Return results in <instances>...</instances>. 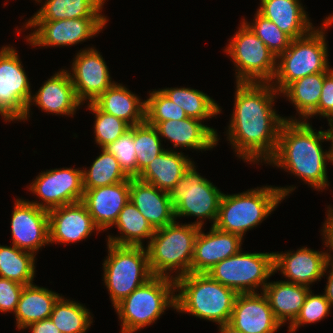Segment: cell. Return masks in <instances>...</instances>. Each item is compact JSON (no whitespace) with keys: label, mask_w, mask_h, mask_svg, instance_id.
Segmentation results:
<instances>
[{"label":"cell","mask_w":333,"mask_h":333,"mask_svg":"<svg viewBox=\"0 0 333 333\" xmlns=\"http://www.w3.org/2000/svg\"><path fill=\"white\" fill-rule=\"evenodd\" d=\"M235 83L234 107L226 139L243 161L266 163L276 151L279 132L286 121L273 108L280 93L271 83Z\"/></svg>","instance_id":"6da1fadb"},{"label":"cell","mask_w":333,"mask_h":333,"mask_svg":"<svg viewBox=\"0 0 333 333\" xmlns=\"http://www.w3.org/2000/svg\"><path fill=\"white\" fill-rule=\"evenodd\" d=\"M306 121H285L281 126L274 155L264 164L276 166L296 176L314 190L329 188L327 164H333V148L323 150L331 141L330 130H316Z\"/></svg>","instance_id":"7a4b0ae2"},{"label":"cell","mask_w":333,"mask_h":333,"mask_svg":"<svg viewBox=\"0 0 333 333\" xmlns=\"http://www.w3.org/2000/svg\"><path fill=\"white\" fill-rule=\"evenodd\" d=\"M296 186H262L242 193H223L217 219L213 225L218 230L240 235L261 224L279 206Z\"/></svg>","instance_id":"3957f363"},{"label":"cell","mask_w":333,"mask_h":333,"mask_svg":"<svg viewBox=\"0 0 333 333\" xmlns=\"http://www.w3.org/2000/svg\"><path fill=\"white\" fill-rule=\"evenodd\" d=\"M175 310L220 325L229 323L237 293L207 273H189L175 280ZM178 292V294H177Z\"/></svg>","instance_id":"277c9868"},{"label":"cell","mask_w":333,"mask_h":333,"mask_svg":"<svg viewBox=\"0 0 333 333\" xmlns=\"http://www.w3.org/2000/svg\"><path fill=\"white\" fill-rule=\"evenodd\" d=\"M332 25L333 14H330L320 27H314L307 35L291 40L289 48L277 57L271 84L279 93L297 79L331 69L325 33Z\"/></svg>","instance_id":"5b68a950"},{"label":"cell","mask_w":333,"mask_h":333,"mask_svg":"<svg viewBox=\"0 0 333 333\" xmlns=\"http://www.w3.org/2000/svg\"><path fill=\"white\" fill-rule=\"evenodd\" d=\"M199 229L200 227L194 224L186 222L179 224L176 220L163 228L156 229L146 245L153 276L176 280L191 273L194 242Z\"/></svg>","instance_id":"8992f818"},{"label":"cell","mask_w":333,"mask_h":333,"mask_svg":"<svg viewBox=\"0 0 333 333\" xmlns=\"http://www.w3.org/2000/svg\"><path fill=\"white\" fill-rule=\"evenodd\" d=\"M175 280L153 276L114 306L120 333H134L155 323L168 308L175 310Z\"/></svg>","instance_id":"52a82bcc"},{"label":"cell","mask_w":333,"mask_h":333,"mask_svg":"<svg viewBox=\"0 0 333 333\" xmlns=\"http://www.w3.org/2000/svg\"><path fill=\"white\" fill-rule=\"evenodd\" d=\"M107 250L108 256L102 264L103 281L114 307L152 278L153 274L145 246L115 245L107 242Z\"/></svg>","instance_id":"ba28073f"},{"label":"cell","mask_w":333,"mask_h":333,"mask_svg":"<svg viewBox=\"0 0 333 333\" xmlns=\"http://www.w3.org/2000/svg\"><path fill=\"white\" fill-rule=\"evenodd\" d=\"M239 26L224 49L236 68V82L271 83L277 57L244 21Z\"/></svg>","instance_id":"9c48e42d"},{"label":"cell","mask_w":333,"mask_h":333,"mask_svg":"<svg viewBox=\"0 0 333 333\" xmlns=\"http://www.w3.org/2000/svg\"><path fill=\"white\" fill-rule=\"evenodd\" d=\"M196 169L193 162L169 193L175 219L193 216L197 217V220L191 224L203 228L204 221L209 219L213 226L223 193Z\"/></svg>","instance_id":"30bf717a"},{"label":"cell","mask_w":333,"mask_h":333,"mask_svg":"<svg viewBox=\"0 0 333 333\" xmlns=\"http://www.w3.org/2000/svg\"><path fill=\"white\" fill-rule=\"evenodd\" d=\"M207 274L237 294L263 292L274 273V252L249 253L242 249L214 265ZM258 289V290H257Z\"/></svg>","instance_id":"8fae6325"},{"label":"cell","mask_w":333,"mask_h":333,"mask_svg":"<svg viewBox=\"0 0 333 333\" xmlns=\"http://www.w3.org/2000/svg\"><path fill=\"white\" fill-rule=\"evenodd\" d=\"M29 81L15 47L0 48V116L6 123L23 120L33 94Z\"/></svg>","instance_id":"7c38bea8"},{"label":"cell","mask_w":333,"mask_h":333,"mask_svg":"<svg viewBox=\"0 0 333 333\" xmlns=\"http://www.w3.org/2000/svg\"><path fill=\"white\" fill-rule=\"evenodd\" d=\"M23 29L33 28L26 41L33 47L73 46L95 37L105 28L108 18L26 20Z\"/></svg>","instance_id":"4fadbf2b"},{"label":"cell","mask_w":333,"mask_h":333,"mask_svg":"<svg viewBox=\"0 0 333 333\" xmlns=\"http://www.w3.org/2000/svg\"><path fill=\"white\" fill-rule=\"evenodd\" d=\"M35 178L27 188L40 201L29 202L40 208L50 210L83 199L82 169L55 168L41 171Z\"/></svg>","instance_id":"5bb4252c"},{"label":"cell","mask_w":333,"mask_h":333,"mask_svg":"<svg viewBox=\"0 0 333 333\" xmlns=\"http://www.w3.org/2000/svg\"><path fill=\"white\" fill-rule=\"evenodd\" d=\"M70 67L68 72L77 98L82 104H87V101L94 102L115 83L106 61L95 47L79 50Z\"/></svg>","instance_id":"9a60e30c"},{"label":"cell","mask_w":333,"mask_h":333,"mask_svg":"<svg viewBox=\"0 0 333 333\" xmlns=\"http://www.w3.org/2000/svg\"><path fill=\"white\" fill-rule=\"evenodd\" d=\"M11 216L12 244L17 248L36 256L39 249L50 244L48 210L18 197Z\"/></svg>","instance_id":"2e32d148"},{"label":"cell","mask_w":333,"mask_h":333,"mask_svg":"<svg viewBox=\"0 0 333 333\" xmlns=\"http://www.w3.org/2000/svg\"><path fill=\"white\" fill-rule=\"evenodd\" d=\"M48 230L49 243L62 245L80 242L92 232H100L82 201L48 210Z\"/></svg>","instance_id":"e0dca14e"},{"label":"cell","mask_w":333,"mask_h":333,"mask_svg":"<svg viewBox=\"0 0 333 333\" xmlns=\"http://www.w3.org/2000/svg\"><path fill=\"white\" fill-rule=\"evenodd\" d=\"M33 104L47 114L67 115L72 118L83 105L77 98L71 77L66 69L55 72L53 76L44 81L36 94L31 95L23 122L29 120Z\"/></svg>","instance_id":"ac0fdd59"},{"label":"cell","mask_w":333,"mask_h":333,"mask_svg":"<svg viewBox=\"0 0 333 333\" xmlns=\"http://www.w3.org/2000/svg\"><path fill=\"white\" fill-rule=\"evenodd\" d=\"M328 265L326 251H316L303 246L295 252H274V273L280 271L287 282L309 288L312 283L327 276L324 271Z\"/></svg>","instance_id":"d6986e66"},{"label":"cell","mask_w":333,"mask_h":333,"mask_svg":"<svg viewBox=\"0 0 333 333\" xmlns=\"http://www.w3.org/2000/svg\"><path fill=\"white\" fill-rule=\"evenodd\" d=\"M228 324L242 333H275L282 326L263 292L238 294Z\"/></svg>","instance_id":"ffe728a7"},{"label":"cell","mask_w":333,"mask_h":333,"mask_svg":"<svg viewBox=\"0 0 333 333\" xmlns=\"http://www.w3.org/2000/svg\"><path fill=\"white\" fill-rule=\"evenodd\" d=\"M153 125L159 137L173 143L174 148H187L188 150H212L218 145V133L195 118L166 121H146Z\"/></svg>","instance_id":"44dd1931"},{"label":"cell","mask_w":333,"mask_h":333,"mask_svg":"<svg viewBox=\"0 0 333 333\" xmlns=\"http://www.w3.org/2000/svg\"><path fill=\"white\" fill-rule=\"evenodd\" d=\"M202 229L195 238L191 273H207L214 265L242 249L244 239L240 235L223 232L214 226L207 233Z\"/></svg>","instance_id":"7402d4cb"},{"label":"cell","mask_w":333,"mask_h":333,"mask_svg":"<svg viewBox=\"0 0 333 333\" xmlns=\"http://www.w3.org/2000/svg\"><path fill=\"white\" fill-rule=\"evenodd\" d=\"M130 197V178L110 186L84 189L82 202L95 225L106 231L114 225Z\"/></svg>","instance_id":"603a6c76"},{"label":"cell","mask_w":333,"mask_h":333,"mask_svg":"<svg viewBox=\"0 0 333 333\" xmlns=\"http://www.w3.org/2000/svg\"><path fill=\"white\" fill-rule=\"evenodd\" d=\"M129 200L156 230L174 222V206L169 192L130 177Z\"/></svg>","instance_id":"cb8c5ba5"},{"label":"cell","mask_w":333,"mask_h":333,"mask_svg":"<svg viewBox=\"0 0 333 333\" xmlns=\"http://www.w3.org/2000/svg\"><path fill=\"white\" fill-rule=\"evenodd\" d=\"M257 11L292 40L307 35L315 27L300 0H260Z\"/></svg>","instance_id":"d4e9b609"},{"label":"cell","mask_w":333,"mask_h":333,"mask_svg":"<svg viewBox=\"0 0 333 333\" xmlns=\"http://www.w3.org/2000/svg\"><path fill=\"white\" fill-rule=\"evenodd\" d=\"M169 149L155 157L136 178L170 193L194 161L182 152Z\"/></svg>","instance_id":"484cf974"},{"label":"cell","mask_w":333,"mask_h":333,"mask_svg":"<svg viewBox=\"0 0 333 333\" xmlns=\"http://www.w3.org/2000/svg\"><path fill=\"white\" fill-rule=\"evenodd\" d=\"M100 111L111 114L134 126L145 121V100L122 83L115 82L92 102Z\"/></svg>","instance_id":"4316f807"},{"label":"cell","mask_w":333,"mask_h":333,"mask_svg":"<svg viewBox=\"0 0 333 333\" xmlns=\"http://www.w3.org/2000/svg\"><path fill=\"white\" fill-rule=\"evenodd\" d=\"M310 290L307 286L279 280L269 281L263 293L275 318L283 326L286 322L290 325L296 319Z\"/></svg>","instance_id":"83f0119b"},{"label":"cell","mask_w":333,"mask_h":333,"mask_svg":"<svg viewBox=\"0 0 333 333\" xmlns=\"http://www.w3.org/2000/svg\"><path fill=\"white\" fill-rule=\"evenodd\" d=\"M62 295L36 284L25 285L14 313L16 327L24 330L29 324L50 318L53 307Z\"/></svg>","instance_id":"f1b7e54d"},{"label":"cell","mask_w":333,"mask_h":333,"mask_svg":"<svg viewBox=\"0 0 333 333\" xmlns=\"http://www.w3.org/2000/svg\"><path fill=\"white\" fill-rule=\"evenodd\" d=\"M324 72L307 75L291 82L281 93L296 108L298 118H285L286 121H306L318 115V103L323 88ZM300 118V119H299Z\"/></svg>","instance_id":"f546056e"},{"label":"cell","mask_w":333,"mask_h":333,"mask_svg":"<svg viewBox=\"0 0 333 333\" xmlns=\"http://www.w3.org/2000/svg\"><path fill=\"white\" fill-rule=\"evenodd\" d=\"M106 0H44L41 8L28 20H62L107 18L102 8Z\"/></svg>","instance_id":"4dcf8cb0"},{"label":"cell","mask_w":333,"mask_h":333,"mask_svg":"<svg viewBox=\"0 0 333 333\" xmlns=\"http://www.w3.org/2000/svg\"><path fill=\"white\" fill-rule=\"evenodd\" d=\"M113 226L117 227L121 235H108L107 242L115 245L144 246L143 241L149 239L148 244L156 231L130 200Z\"/></svg>","instance_id":"1f68e13d"},{"label":"cell","mask_w":333,"mask_h":333,"mask_svg":"<svg viewBox=\"0 0 333 333\" xmlns=\"http://www.w3.org/2000/svg\"><path fill=\"white\" fill-rule=\"evenodd\" d=\"M175 104L182 107L186 115L200 121L216 117L221 112L217 102L206 93L188 87H171L160 89Z\"/></svg>","instance_id":"d6a6232c"},{"label":"cell","mask_w":333,"mask_h":333,"mask_svg":"<svg viewBox=\"0 0 333 333\" xmlns=\"http://www.w3.org/2000/svg\"><path fill=\"white\" fill-rule=\"evenodd\" d=\"M33 253L21 250L15 245L0 244V277L22 285L33 283L36 266Z\"/></svg>","instance_id":"836d02e7"},{"label":"cell","mask_w":333,"mask_h":333,"mask_svg":"<svg viewBox=\"0 0 333 333\" xmlns=\"http://www.w3.org/2000/svg\"><path fill=\"white\" fill-rule=\"evenodd\" d=\"M83 189L110 186L126 181L130 177L121 168L116 157L106 148L93 161L89 169L82 168Z\"/></svg>","instance_id":"e575fe53"},{"label":"cell","mask_w":333,"mask_h":333,"mask_svg":"<svg viewBox=\"0 0 333 333\" xmlns=\"http://www.w3.org/2000/svg\"><path fill=\"white\" fill-rule=\"evenodd\" d=\"M92 316L83 304L61 296L53 307L50 319L61 333H86L93 323Z\"/></svg>","instance_id":"d590c367"},{"label":"cell","mask_w":333,"mask_h":333,"mask_svg":"<svg viewBox=\"0 0 333 333\" xmlns=\"http://www.w3.org/2000/svg\"><path fill=\"white\" fill-rule=\"evenodd\" d=\"M161 138L153 125L146 121L134 125V146L137 160V176L147 165L166 149L162 146Z\"/></svg>","instance_id":"8d00e7d4"},{"label":"cell","mask_w":333,"mask_h":333,"mask_svg":"<svg viewBox=\"0 0 333 333\" xmlns=\"http://www.w3.org/2000/svg\"><path fill=\"white\" fill-rule=\"evenodd\" d=\"M87 110L94 114V136L95 143L100 149L106 148L115 142L130 129V125L124 120L111 114L100 111L93 103L86 104Z\"/></svg>","instance_id":"74e56055"},{"label":"cell","mask_w":333,"mask_h":333,"mask_svg":"<svg viewBox=\"0 0 333 333\" xmlns=\"http://www.w3.org/2000/svg\"><path fill=\"white\" fill-rule=\"evenodd\" d=\"M242 21L250 27L258 38L263 40L264 44L276 57L289 48L292 39L258 11H256L252 23L245 18Z\"/></svg>","instance_id":"f35d334b"},{"label":"cell","mask_w":333,"mask_h":333,"mask_svg":"<svg viewBox=\"0 0 333 333\" xmlns=\"http://www.w3.org/2000/svg\"><path fill=\"white\" fill-rule=\"evenodd\" d=\"M145 100V121L181 120L188 116L182 107L175 104L160 88L149 92Z\"/></svg>","instance_id":"ab89813d"},{"label":"cell","mask_w":333,"mask_h":333,"mask_svg":"<svg viewBox=\"0 0 333 333\" xmlns=\"http://www.w3.org/2000/svg\"><path fill=\"white\" fill-rule=\"evenodd\" d=\"M331 309L330 303L324 293L316 295L310 290L298 316L288 326V332L296 333L300 326L323 320L331 313Z\"/></svg>","instance_id":"60d3db41"},{"label":"cell","mask_w":333,"mask_h":333,"mask_svg":"<svg viewBox=\"0 0 333 333\" xmlns=\"http://www.w3.org/2000/svg\"><path fill=\"white\" fill-rule=\"evenodd\" d=\"M106 149L118 160L121 168L131 178L137 177V160L134 146V126L111 143Z\"/></svg>","instance_id":"b9f144b4"},{"label":"cell","mask_w":333,"mask_h":333,"mask_svg":"<svg viewBox=\"0 0 333 333\" xmlns=\"http://www.w3.org/2000/svg\"><path fill=\"white\" fill-rule=\"evenodd\" d=\"M24 285L0 277V312L7 313L16 311L17 304Z\"/></svg>","instance_id":"7bdbcfd3"},{"label":"cell","mask_w":333,"mask_h":333,"mask_svg":"<svg viewBox=\"0 0 333 333\" xmlns=\"http://www.w3.org/2000/svg\"><path fill=\"white\" fill-rule=\"evenodd\" d=\"M327 118L328 123L333 120V67L324 72L323 88L318 103V116Z\"/></svg>","instance_id":"ee69618b"},{"label":"cell","mask_w":333,"mask_h":333,"mask_svg":"<svg viewBox=\"0 0 333 333\" xmlns=\"http://www.w3.org/2000/svg\"><path fill=\"white\" fill-rule=\"evenodd\" d=\"M327 217L326 220L323 223V227L321 229L322 231V237L324 240L325 247L329 248V252L327 251V258H328V263L330 265H333V255L331 254V251L333 253V206L331 207L330 205L327 207Z\"/></svg>","instance_id":"f6af8a7d"},{"label":"cell","mask_w":333,"mask_h":333,"mask_svg":"<svg viewBox=\"0 0 333 333\" xmlns=\"http://www.w3.org/2000/svg\"><path fill=\"white\" fill-rule=\"evenodd\" d=\"M24 329H29L31 333H61L50 318L31 323Z\"/></svg>","instance_id":"bcb514c9"},{"label":"cell","mask_w":333,"mask_h":333,"mask_svg":"<svg viewBox=\"0 0 333 333\" xmlns=\"http://www.w3.org/2000/svg\"><path fill=\"white\" fill-rule=\"evenodd\" d=\"M330 267L329 271L328 268ZM324 273H327L328 277L327 278V284L325 286V291L324 295L327 298V300L330 303V306L333 307V265H328L327 268L325 269ZM329 273V274H328Z\"/></svg>","instance_id":"7dc6e473"},{"label":"cell","mask_w":333,"mask_h":333,"mask_svg":"<svg viewBox=\"0 0 333 333\" xmlns=\"http://www.w3.org/2000/svg\"><path fill=\"white\" fill-rule=\"evenodd\" d=\"M219 332L220 333H242L239 330L233 328L228 323L224 325L219 326Z\"/></svg>","instance_id":"c3c4849f"},{"label":"cell","mask_w":333,"mask_h":333,"mask_svg":"<svg viewBox=\"0 0 333 333\" xmlns=\"http://www.w3.org/2000/svg\"><path fill=\"white\" fill-rule=\"evenodd\" d=\"M328 125L330 126V135H331V137H333V120L330 122V123H328Z\"/></svg>","instance_id":"681fc988"},{"label":"cell","mask_w":333,"mask_h":333,"mask_svg":"<svg viewBox=\"0 0 333 333\" xmlns=\"http://www.w3.org/2000/svg\"><path fill=\"white\" fill-rule=\"evenodd\" d=\"M331 146L333 148V137H331Z\"/></svg>","instance_id":"f907efd6"},{"label":"cell","mask_w":333,"mask_h":333,"mask_svg":"<svg viewBox=\"0 0 333 333\" xmlns=\"http://www.w3.org/2000/svg\"><path fill=\"white\" fill-rule=\"evenodd\" d=\"M37 3H41L42 2V0H35Z\"/></svg>","instance_id":"816d5d0a"}]
</instances>
